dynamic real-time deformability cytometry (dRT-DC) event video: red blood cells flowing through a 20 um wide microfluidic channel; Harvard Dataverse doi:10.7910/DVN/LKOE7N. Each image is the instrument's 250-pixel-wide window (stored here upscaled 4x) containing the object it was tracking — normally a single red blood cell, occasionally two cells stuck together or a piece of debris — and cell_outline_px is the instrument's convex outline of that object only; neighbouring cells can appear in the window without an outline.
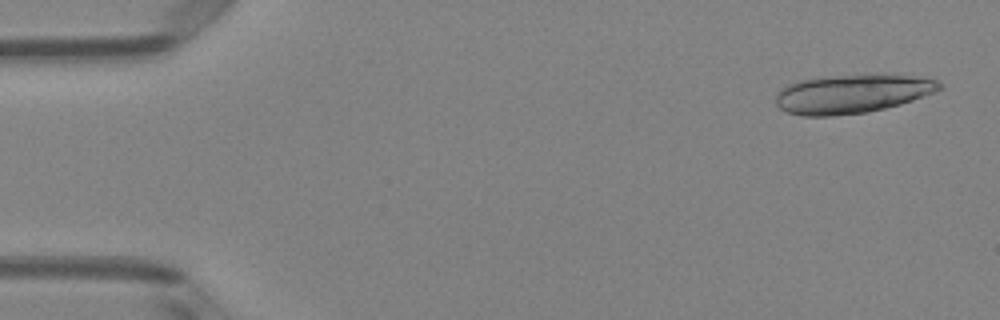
{"species": "Egyptian fruit bat (a non-hibernating species)", "species_latin": "Rousettus aegyptiacus", "temperature_condition": "room temperature", "stored_images_in_passage": 9, "camera_frame_rate_fps": 3000, "um_per_image_px": 0.085, "animal": {"sex": "female"}, "frame": {"image": 1, "passage_image": 1, "time_ms": 0.0, "image_size_px": [1000, 320], "cell_outline_px": [[944, 88], [936, 92], [900, 104], [868, 112], [832, 116], [804, 116], [788, 112], [780, 108], [776, 104], [776, 96], [788, 84], [800, 80], [832, 76], [912, 76], [936, 80]], "centroid_in_image_um": [72.42, 8.0], "position_along_channel_um": 12.6, "area_um2": 36.13}}
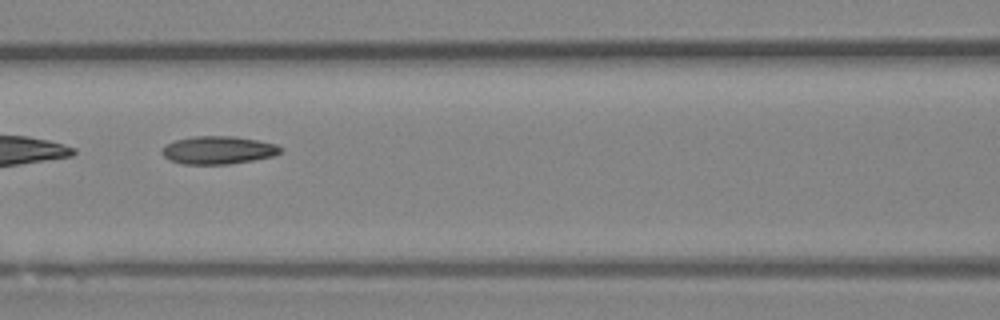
{"frame": {"image": 2, "passage_image": 7, "time_ms": 2.0, "image_size_px": [1000, 320], "cell_outline_px": [[284, 152], [272, 156], [252, 160], [228, 164], [184, 164], [168, 160], [160, 152], [164, 144], [176, 140], [192, 136], [236, 136], [276, 144], [284, 148]], "centroid_in_image_um": [18.53, 12.75], "position_along_channel_um": 148.1, "area_um2": 19.48}}
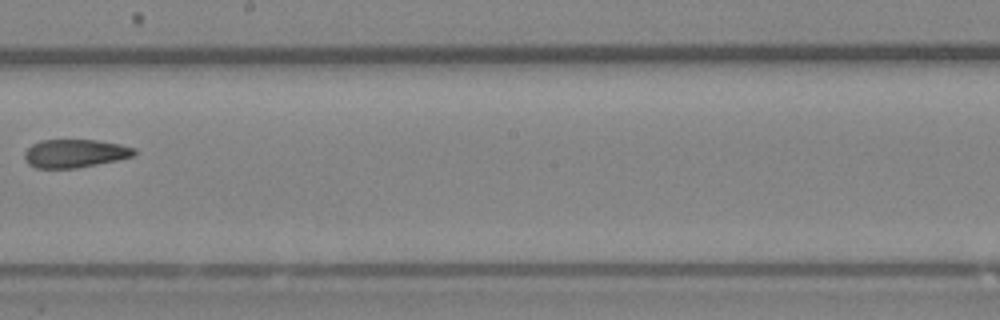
{"frame": {"image": 3, "passage_image": 9, "time_ms": 2.667, "image_size_px": [1000, 320], "cell_outline_px": [[136, 152], [132, 156], [116, 160], [76, 168], [36, 168], [28, 164], [24, 160], [24, 152], [32, 144], [40, 140], [96, 140], [120, 144], [136, 148]], "centroid_in_image_um": [6.33, 13.03], "position_along_channel_um": 241.9, "area_um2": 18.03}}